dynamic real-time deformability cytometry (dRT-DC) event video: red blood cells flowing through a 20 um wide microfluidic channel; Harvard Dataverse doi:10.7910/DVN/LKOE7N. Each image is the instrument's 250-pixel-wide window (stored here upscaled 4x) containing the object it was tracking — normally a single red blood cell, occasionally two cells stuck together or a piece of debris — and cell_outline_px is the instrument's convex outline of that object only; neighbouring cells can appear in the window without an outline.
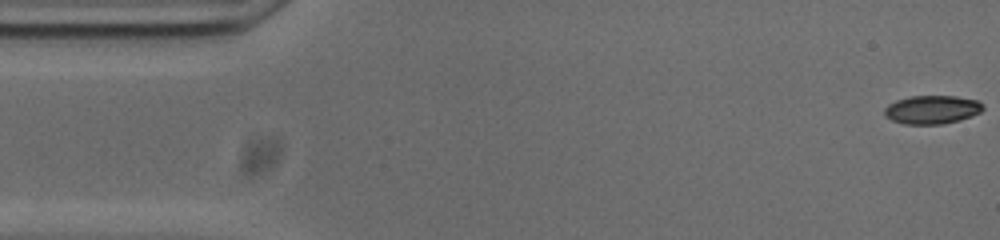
{"species": "common noctule bat (a hibernating species)", "species_latin": "Nyctalus noctula", "temperature_condition": "cold", "stored_images_in_passage": 54, "camera_frame_rate_fps": 3000, "um_per_image_px": 0.085, "animal": {"sex": "male", "body_mass_g": 20.0, "forearm_length_mm": 53.3}, "frame": {"image": 1, "passage_image": 1, "time_ms": 0.0, "image_size_px": [1000, 240], "cell_outline_px": [[984, 108], [980, 112], [972, 116], [960, 120], [944, 124], [904, 124], [892, 120], [884, 116], [884, 108], [888, 104], [896, 100], [912, 96], [956, 96], [976, 100], [984, 104]], "centroid_in_image_um": [79.22, 9.32], "position_along_channel_um": 5.8, "area_um2": 16.47}}
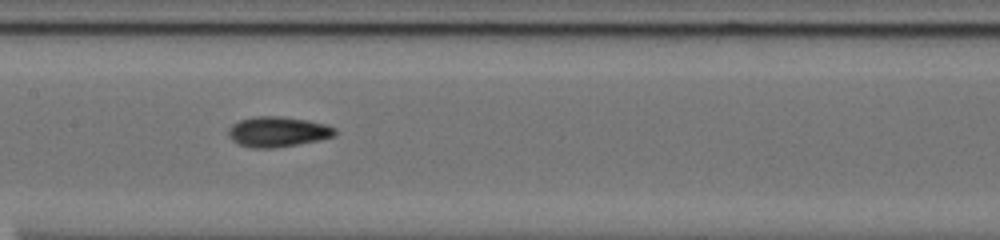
{"frame": {"image": 2, "passage_image": 25, "time_ms": 8.0, "image_size_px": [1000, 240], "cell_outline_px": [[336, 136], [320, 140], [276, 148], [252, 148], [236, 144], [228, 136], [228, 128], [232, 124], [240, 120], [256, 116], [280, 116], [308, 120], [328, 124], [336, 128]], "centroid_in_image_um": [23.62, 11.2], "position_along_channel_um": 183.8, "area_um2": 19.13}}
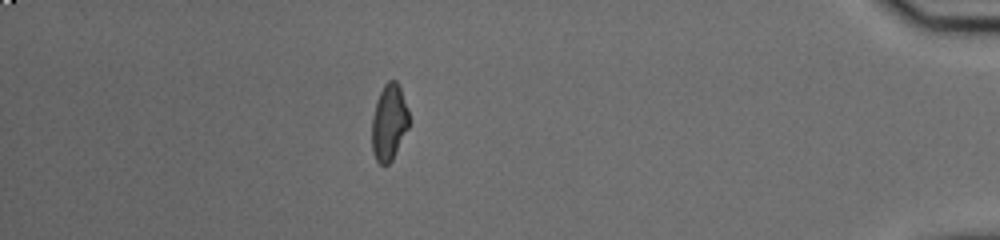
{"frame": {"image": 3, "passage_image": 47, "time_ms": 15.333, "image_size_px": [1000, 240], "cell_outline_px": [[408, 128], [392, 160], [388, 164], [380, 164], [376, 160], [372, 152], [372, 116], [376, 100], [384, 84], [388, 80], [396, 80], [400, 88], [408, 108]], "centroid_in_image_um": [33.05, 10.39], "position_along_channel_um": 402.1, "area_um2": 16.47}, "authors_computed_cell_mechanics": {"area_um2": 16.9932, "velocity_mm_per_s": 3.7429, "shape_relaxation_time_tau1_ms": null, "shape_relaxation_time_tau2_ms": 3.1804, "deformation_change_tau1": null, "deformation_change_tau2": 0.0876}}